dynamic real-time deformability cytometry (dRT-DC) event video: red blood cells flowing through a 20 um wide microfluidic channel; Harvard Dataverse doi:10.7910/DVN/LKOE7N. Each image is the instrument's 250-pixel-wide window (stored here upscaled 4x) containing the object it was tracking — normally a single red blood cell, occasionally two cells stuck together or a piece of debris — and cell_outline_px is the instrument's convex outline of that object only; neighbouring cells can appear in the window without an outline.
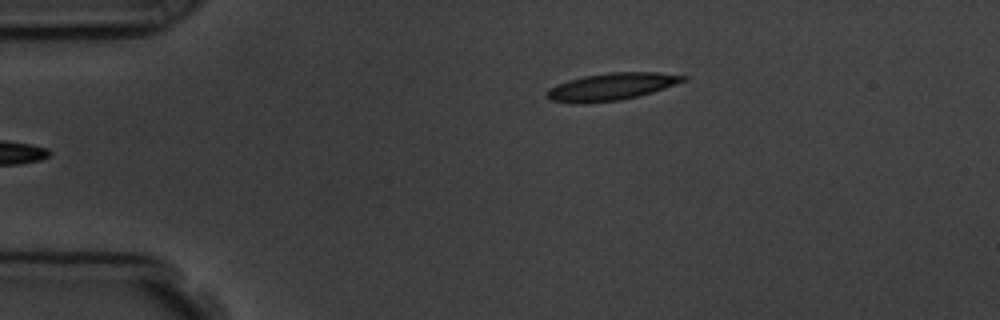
{"species": "common noctule bat (a hibernating species)", "species_latin": "Nyctalus noctula", "temperature_condition": "room temperature", "stored_images_in_passage": 4, "camera_frame_rate_fps": 3000, "um_per_image_px": 0.085, "animal": {"sex": "male", "body_mass_g": 19.5, "forearm_length_mm": 54.6}, "frame": {"image": 1, "passage_image": 4, "time_ms": 3.333, "image_size_px": [1000, 320], "cell_outline_px": [[688, 80], [652, 92], [620, 100], [584, 104], [580, 104], [548, 100], [544, 96], [548, 88], [556, 84], [568, 80], [584, 76], [608, 72], [656, 72], [688, 76]], "centroid_in_image_um": [51.92, 7.37], "position_along_channel_um": 33.1, "area_um2": 21.85}}